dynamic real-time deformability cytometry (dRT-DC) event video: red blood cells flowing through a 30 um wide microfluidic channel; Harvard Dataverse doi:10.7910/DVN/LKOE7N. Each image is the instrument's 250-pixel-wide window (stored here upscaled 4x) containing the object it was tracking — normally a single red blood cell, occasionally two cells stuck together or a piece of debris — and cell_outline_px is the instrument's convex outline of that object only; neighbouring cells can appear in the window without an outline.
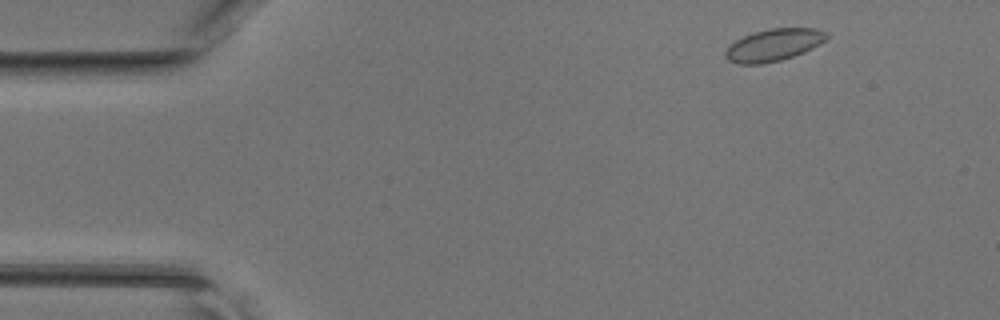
{"species": "common noctule bat (a hibernating species)", "species_latin": "Nyctalus noctula", "temperature_condition": "room temperature", "stored_images_in_passage": 44, "camera_frame_rate_fps": 3000, "um_per_image_px": 0.085, "animal": {"sex": "female", "body_mass_g": 17.0, "forearm_length_mm": 48.0}, "frame": {"image": 1, "passage_image": 3, "time_ms": 0.667, "image_size_px": [1000, 320], "cell_outline_px": [[828, 36], [820, 44], [804, 52], [780, 60], [764, 64], [736, 64], [728, 60], [724, 56], [724, 52], [736, 40], [752, 32], [772, 28], [816, 28], [828, 32]], "centroid_in_image_um": [65.76, 3.82], "position_along_channel_um": 19.2, "area_um2": 18.96}}
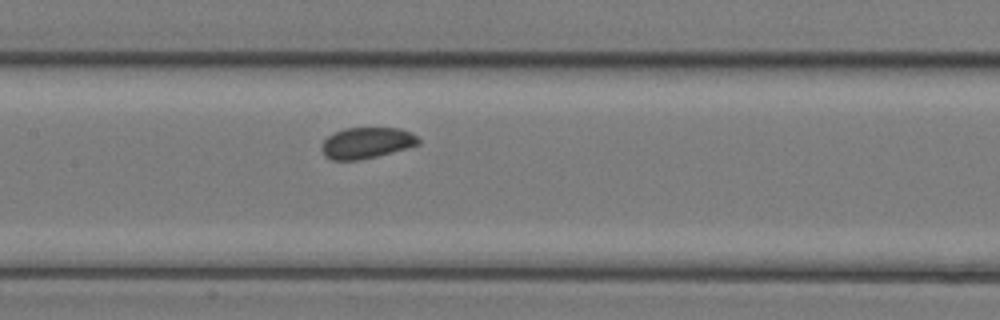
{"frame": {"image": 2, "passage_image": 20, "time_ms": 6.333, "image_size_px": [1000, 320], "cell_outline_px": [[420, 144], [408, 148], [360, 160], [332, 160], [324, 156], [320, 148], [320, 144], [328, 136], [344, 128], [400, 128], [412, 132], [420, 140]], "centroid_in_image_um": [31.15, 12.15], "position_along_channel_um": 176.2, "area_um2": 17.69}}
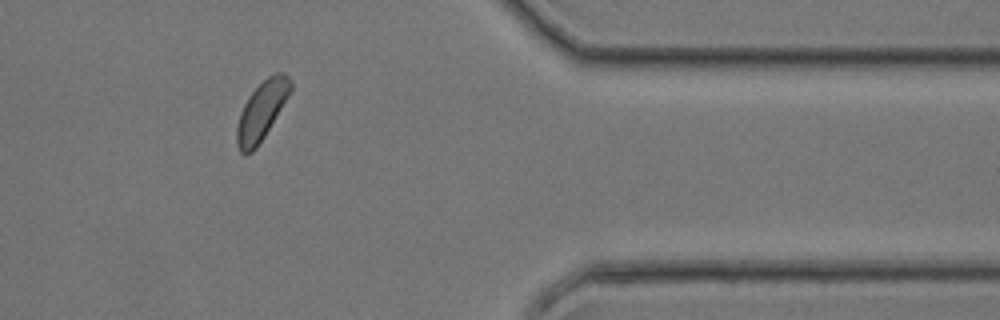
{"frame": {"image": 3, "passage_image": 36, "time_ms": 11.667, "image_size_px": [1000, 320], "cell_outline_px": [[292, 88], [288, 96], [264, 136], [256, 148], [252, 152], [244, 156], [240, 152], [236, 144], [236, 128], [240, 112], [248, 96], [268, 76], [276, 72], [280, 72], [288, 76], [292, 84]], "centroid_in_image_um": [22.2, 9.45], "position_along_channel_um": 389.2, "area_um2": 18.09}}